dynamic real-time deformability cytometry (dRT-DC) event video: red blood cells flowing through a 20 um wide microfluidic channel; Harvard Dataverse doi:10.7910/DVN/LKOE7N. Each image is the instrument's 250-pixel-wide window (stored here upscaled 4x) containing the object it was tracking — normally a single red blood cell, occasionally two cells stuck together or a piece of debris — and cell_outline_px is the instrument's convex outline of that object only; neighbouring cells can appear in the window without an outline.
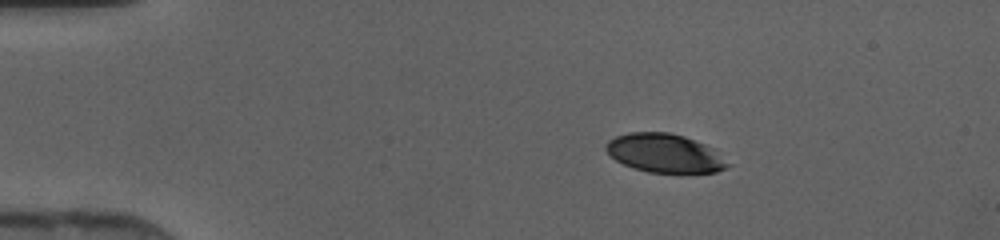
{"species": "human", "species_latin": "Homo sapiens", "temperature_condition": "cold", "stored_images_in_passage": 39, "camera_frame_rate_fps": 3000, "um_per_image_px": 0.085, "donor": {"sex": "female"}, "frame": {"image": 1, "passage_image": 1, "time_ms": 0.0, "image_size_px": [1000, 240], "cell_outline_px": [[732, 164], [716, 172], [680, 176], [648, 172], [624, 164], [616, 160], [604, 148], [604, 144], [608, 140], [616, 136], [628, 132], [668, 132], [684, 136], [716, 148]], "centroid_in_image_um": [56.59, 13.06], "position_along_channel_um": 28.4, "area_um2": 28.55}}
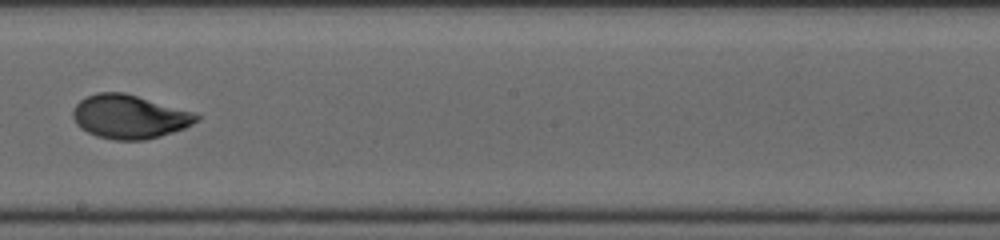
{"frame": {"image": 2, "passage_image": 20, "time_ms": 6.333, "image_size_px": [1000, 240], "cell_outline_px": [[200, 120], [184, 128], [160, 136], [144, 140], [112, 140], [96, 136], [80, 128], [76, 124], [72, 116], [72, 112], [76, 104], [80, 100], [96, 92], [124, 92], [196, 112], [200, 116]], "centroid_in_image_um": [11.01, 9.92], "position_along_channel_um": 237.2, "area_um2": 31.73}}
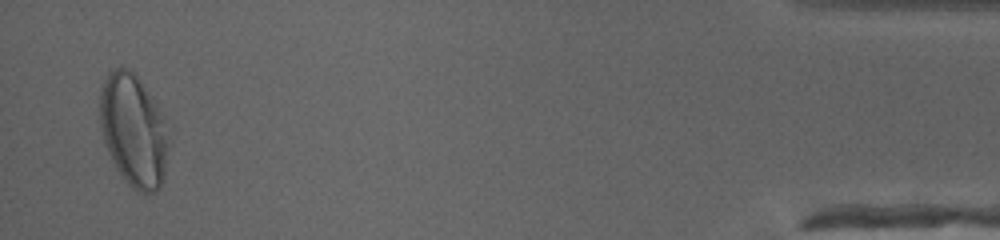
{"frame": {"image": 3, "passage_image": 38, "time_ms": 12.333, "image_size_px": [1000, 240], "cell_outline_px": [[168, 144], [164, 176], [160, 188], [156, 192], [136, 192], [124, 180], [116, 168], [108, 152], [100, 128], [100, 88], [108, 72], [116, 68], [128, 68], [140, 80], [164, 116]], "centroid_in_image_um": [11.33, 11.1], "position_along_channel_um": 423.9, "area_um2": 44.91}}